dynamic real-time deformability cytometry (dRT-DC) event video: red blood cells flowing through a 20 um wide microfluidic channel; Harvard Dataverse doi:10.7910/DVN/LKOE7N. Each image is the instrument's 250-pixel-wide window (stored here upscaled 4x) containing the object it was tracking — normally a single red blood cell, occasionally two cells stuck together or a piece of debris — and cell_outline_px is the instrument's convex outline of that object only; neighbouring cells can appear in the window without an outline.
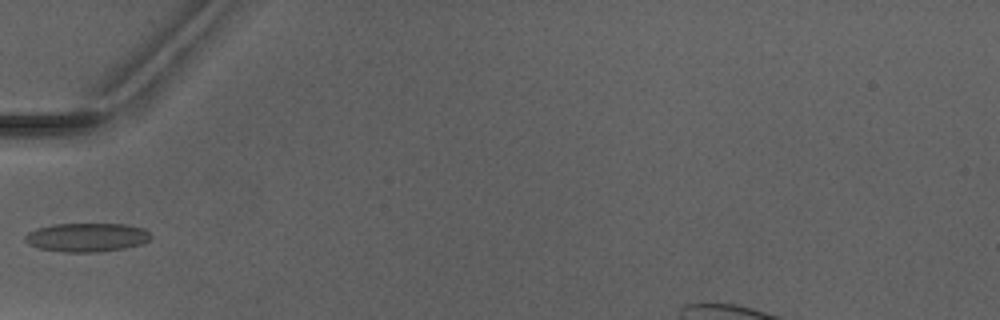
{"species": "Egyptian fruit bat (a non-hibernating species)", "species_latin": "Rousettus aegyptiacus", "temperature_condition": "warm", "stored_images_in_passage": 2, "camera_frame_rate_fps": 3000, "um_per_image_px": 0.085, "animal": {"sex": "male"}, "frame": {"image": 1, "passage_image": 2, "time_ms": 1.333, "image_size_px": [1000, 320], "cell_outline_px": [[152, 236], [148, 240], [140, 244], [124, 248], [96, 252], [64, 252], [40, 248], [28, 244], [24, 240], [24, 236], [28, 232], [36, 228], [52, 224], [124, 224], [144, 228]], "centroid_in_image_um": [7.35, 20.17], "position_along_channel_um": 77.7, "area_um2": 21.04}}